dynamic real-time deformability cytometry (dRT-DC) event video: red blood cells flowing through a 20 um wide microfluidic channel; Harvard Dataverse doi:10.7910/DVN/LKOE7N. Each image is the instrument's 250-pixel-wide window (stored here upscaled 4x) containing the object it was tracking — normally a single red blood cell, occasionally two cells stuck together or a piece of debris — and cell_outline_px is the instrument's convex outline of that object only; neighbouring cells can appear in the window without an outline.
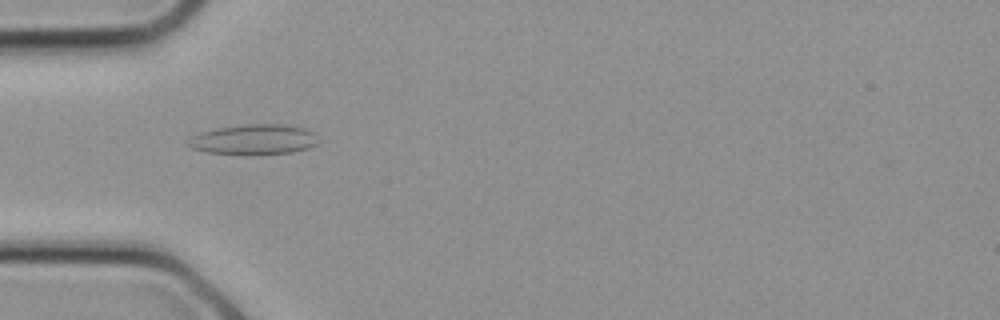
{"species": "common noctule bat (a hibernating species)", "species_latin": "Nyctalus noctula", "temperature_condition": "cold", "stored_images_in_passage": 14, "camera_frame_rate_fps": 3000, "um_per_image_px": 0.085, "animal": {"sex": "female", "body_mass_g": 21.9}, "frame": {"image": 1, "passage_image": 8, "time_ms": 2.333, "image_size_px": [1000, 320], "cell_outline_px": [[320, 140], [316, 144], [308, 148], [292, 152], [252, 156], [204, 152], [192, 148], [188, 144], [188, 140], [192, 136], [200, 132], [216, 128], [244, 124], [284, 124], [304, 128], [316, 132]], "centroid_in_image_um": [21.61, 11.87], "position_along_channel_um": 63.4, "area_um2": 23.52}}
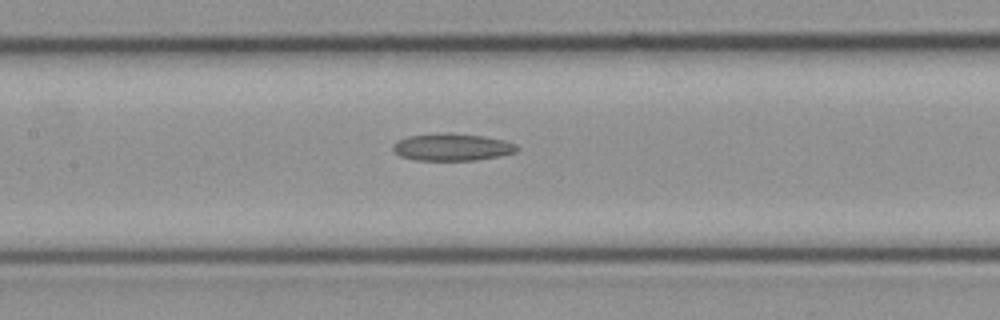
{"frame": {"image": 2, "passage_image": 12, "time_ms": 3.667, "image_size_px": [1000, 320], "cell_outline_px": [[520, 148], [516, 152], [500, 156], [476, 160], [416, 160], [400, 156], [392, 148], [392, 144], [396, 140], [408, 136], [448, 132], [484, 136], [504, 140], [516, 144]], "centroid_in_image_um": [38.44, 12.5], "position_along_channel_um": 169.0, "area_um2": 19.83}}
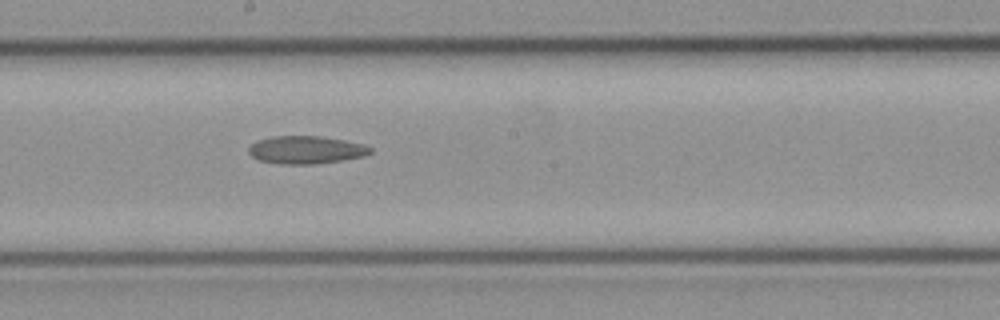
{"frame": {"image": 3, "passage_image": 14, "time_ms": 4.333, "image_size_px": [1000, 320], "cell_outline_px": [[372, 152], [364, 156], [316, 164], [280, 164], [260, 160], [252, 156], [248, 152], [248, 148], [256, 140], [272, 136], [320, 136], [344, 140], [364, 144], [372, 148]], "centroid_in_image_um": [26.0, 12.73], "position_along_channel_um": 222.2, "area_um2": 19.71}}